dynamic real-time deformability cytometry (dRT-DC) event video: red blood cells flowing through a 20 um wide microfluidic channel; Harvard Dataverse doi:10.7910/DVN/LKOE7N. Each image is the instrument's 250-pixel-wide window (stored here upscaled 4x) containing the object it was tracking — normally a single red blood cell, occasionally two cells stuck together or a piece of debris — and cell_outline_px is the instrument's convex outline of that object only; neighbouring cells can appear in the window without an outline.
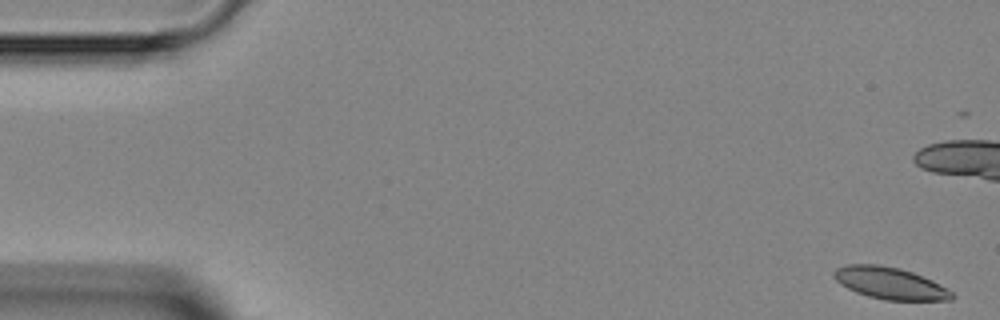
{"species": "Egyptian fruit bat (a non-hibernating species)", "species_latin": "Rousettus aegyptiacus", "temperature_condition": "room temperature", "stored_images_in_passage": 4, "camera_frame_rate_fps": 3000, "um_per_image_px": 0.085, "animal": {"sex": "female"}, "frame": {"image": 1, "passage_image": 4, "time_ms": 3.667, "image_size_px": [1000, 320], "cell_outline_px": [[956, 296], [952, 300], [884, 300], [868, 296], [856, 292], [840, 284], [832, 276], [832, 272], [836, 268], [848, 264], [880, 264], [900, 268], [912, 272], [932, 280], [948, 288]], "centroid_in_image_um": [75.65, 24.07], "position_along_channel_um": 9.3, "area_um2": 22.08}}